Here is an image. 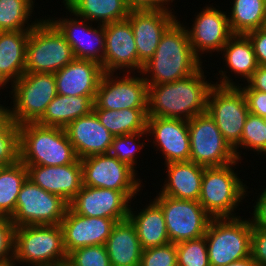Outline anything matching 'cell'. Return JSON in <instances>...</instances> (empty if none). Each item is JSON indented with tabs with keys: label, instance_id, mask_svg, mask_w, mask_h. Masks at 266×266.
Returning a JSON list of instances; mask_svg holds the SVG:
<instances>
[{
	"label": "cell",
	"instance_id": "7c38bea8",
	"mask_svg": "<svg viewBox=\"0 0 266 266\" xmlns=\"http://www.w3.org/2000/svg\"><path fill=\"white\" fill-rule=\"evenodd\" d=\"M162 209L170 243L197 239L206 234L212 217L198 201L157 194L152 199Z\"/></svg>",
	"mask_w": 266,
	"mask_h": 266
},
{
	"label": "cell",
	"instance_id": "5b68a950",
	"mask_svg": "<svg viewBox=\"0 0 266 266\" xmlns=\"http://www.w3.org/2000/svg\"><path fill=\"white\" fill-rule=\"evenodd\" d=\"M13 259L28 266H65L67 254L61 225L16 227Z\"/></svg>",
	"mask_w": 266,
	"mask_h": 266
},
{
	"label": "cell",
	"instance_id": "f1b7e54d",
	"mask_svg": "<svg viewBox=\"0 0 266 266\" xmlns=\"http://www.w3.org/2000/svg\"><path fill=\"white\" fill-rule=\"evenodd\" d=\"M140 210L134 211L130 206L128 219L134 225L143 250L169 244L170 240L161 207L151 199V202Z\"/></svg>",
	"mask_w": 266,
	"mask_h": 266
},
{
	"label": "cell",
	"instance_id": "d590c367",
	"mask_svg": "<svg viewBox=\"0 0 266 266\" xmlns=\"http://www.w3.org/2000/svg\"><path fill=\"white\" fill-rule=\"evenodd\" d=\"M239 147L246 148V151L253 150L258 155H266V125L265 118L258 115L249 113L243 132L241 135L240 142L233 148L237 159L242 160L240 152H238ZM238 149V150H237ZM264 154V155H263Z\"/></svg>",
	"mask_w": 266,
	"mask_h": 266
},
{
	"label": "cell",
	"instance_id": "cb8c5ba5",
	"mask_svg": "<svg viewBox=\"0 0 266 266\" xmlns=\"http://www.w3.org/2000/svg\"><path fill=\"white\" fill-rule=\"evenodd\" d=\"M103 74L104 71L99 63L75 58L54 73L57 94L65 96L96 95Z\"/></svg>",
	"mask_w": 266,
	"mask_h": 266
},
{
	"label": "cell",
	"instance_id": "2e32d148",
	"mask_svg": "<svg viewBox=\"0 0 266 266\" xmlns=\"http://www.w3.org/2000/svg\"><path fill=\"white\" fill-rule=\"evenodd\" d=\"M104 33L103 71L106 73H117L119 70H122L123 73L142 72L143 65L138 61L137 48L130 21L124 19L106 24L104 25Z\"/></svg>",
	"mask_w": 266,
	"mask_h": 266
},
{
	"label": "cell",
	"instance_id": "8d00e7d4",
	"mask_svg": "<svg viewBox=\"0 0 266 266\" xmlns=\"http://www.w3.org/2000/svg\"><path fill=\"white\" fill-rule=\"evenodd\" d=\"M19 160V125L7 116L0 123V165H14Z\"/></svg>",
	"mask_w": 266,
	"mask_h": 266
},
{
	"label": "cell",
	"instance_id": "30bf717a",
	"mask_svg": "<svg viewBox=\"0 0 266 266\" xmlns=\"http://www.w3.org/2000/svg\"><path fill=\"white\" fill-rule=\"evenodd\" d=\"M69 204L60 196L43 190L31 180L23 183L10 218L16 227L59 225Z\"/></svg>",
	"mask_w": 266,
	"mask_h": 266
},
{
	"label": "cell",
	"instance_id": "83f0119b",
	"mask_svg": "<svg viewBox=\"0 0 266 266\" xmlns=\"http://www.w3.org/2000/svg\"><path fill=\"white\" fill-rule=\"evenodd\" d=\"M105 247L111 266H140L143 248L128 218L114 225Z\"/></svg>",
	"mask_w": 266,
	"mask_h": 266
},
{
	"label": "cell",
	"instance_id": "7dc6e473",
	"mask_svg": "<svg viewBox=\"0 0 266 266\" xmlns=\"http://www.w3.org/2000/svg\"><path fill=\"white\" fill-rule=\"evenodd\" d=\"M248 83V84H247ZM245 84L251 89L266 93V66H257Z\"/></svg>",
	"mask_w": 266,
	"mask_h": 266
},
{
	"label": "cell",
	"instance_id": "f546056e",
	"mask_svg": "<svg viewBox=\"0 0 266 266\" xmlns=\"http://www.w3.org/2000/svg\"><path fill=\"white\" fill-rule=\"evenodd\" d=\"M96 95L65 96L57 94L36 122L46 127L65 128L73 120L93 110Z\"/></svg>",
	"mask_w": 266,
	"mask_h": 266
},
{
	"label": "cell",
	"instance_id": "484cf974",
	"mask_svg": "<svg viewBox=\"0 0 266 266\" xmlns=\"http://www.w3.org/2000/svg\"><path fill=\"white\" fill-rule=\"evenodd\" d=\"M164 165L167 178L158 193L176 199L198 201L205 167L191 161Z\"/></svg>",
	"mask_w": 266,
	"mask_h": 266
},
{
	"label": "cell",
	"instance_id": "ba28073f",
	"mask_svg": "<svg viewBox=\"0 0 266 266\" xmlns=\"http://www.w3.org/2000/svg\"><path fill=\"white\" fill-rule=\"evenodd\" d=\"M10 87L13 105L8 116L17 125L36 123L57 95L53 73H24Z\"/></svg>",
	"mask_w": 266,
	"mask_h": 266
},
{
	"label": "cell",
	"instance_id": "e575fe53",
	"mask_svg": "<svg viewBox=\"0 0 266 266\" xmlns=\"http://www.w3.org/2000/svg\"><path fill=\"white\" fill-rule=\"evenodd\" d=\"M34 3L35 0H0V31H30L39 21L28 23Z\"/></svg>",
	"mask_w": 266,
	"mask_h": 266
},
{
	"label": "cell",
	"instance_id": "7402d4cb",
	"mask_svg": "<svg viewBox=\"0 0 266 266\" xmlns=\"http://www.w3.org/2000/svg\"><path fill=\"white\" fill-rule=\"evenodd\" d=\"M26 167L29 180L43 190L60 196L68 204L83 186L80 159L61 166L26 165Z\"/></svg>",
	"mask_w": 266,
	"mask_h": 266
},
{
	"label": "cell",
	"instance_id": "f6af8a7d",
	"mask_svg": "<svg viewBox=\"0 0 266 266\" xmlns=\"http://www.w3.org/2000/svg\"><path fill=\"white\" fill-rule=\"evenodd\" d=\"M246 35L253 45L257 64L266 66V27L248 32Z\"/></svg>",
	"mask_w": 266,
	"mask_h": 266
},
{
	"label": "cell",
	"instance_id": "9c48e42d",
	"mask_svg": "<svg viewBox=\"0 0 266 266\" xmlns=\"http://www.w3.org/2000/svg\"><path fill=\"white\" fill-rule=\"evenodd\" d=\"M188 131L189 161L204 167H221L238 160L207 111L188 120Z\"/></svg>",
	"mask_w": 266,
	"mask_h": 266
},
{
	"label": "cell",
	"instance_id": "4316f807",
	"mask_svg": "<svg viewBox=\"0 0 266 266\" xmlns=\"http://www.w3.org/2000/svg\"><path fill=\"white\" fill-rule=\"evenodd\" d=\"M30 31H0V89L25 73L26 46Z\"/></svg>",
	"mask_w": 266,
	"mask_h": 266
},
{
	"label": "cell",
	"instance_id": "74e56055",
	"mask_svg": "<svg viewBox=\"0 0 266 266\" xmlns=\"http://www.w3.org/2000/svg\"><path fill=\"white\" fill-rule=\"evenodd\" d=\"M147 137V131H140L133 134L121 135L113 137V141L109 150V154L115 156L120 162H123L133 168H137V152L143 149L145 144L140 139ZM138 141V142H137Z\"/></svg>",
	"mask_w": 266,
	"mask_h": 266
},
{
	"label": "cell",
	"instance_id": "bcb514c9",
	"mask_svg": "<svg viewBox=\"0 0 266 266\" xmlns=\"http://www.w3.org/2000/svg\"><path fill=\"white\" fill-rule=\"evenodd\" d=\"M263 191V192H262ZM259 196L257 197L256 204L254 203V215L251 219V224L255 228L266 229V188L262 189Z\"/></svg>",
	"mask_w": 266,
	"mask_h": 266
},
{
	"label": "cell",
	"instance_id": "816d5d0a",
	"mask_svg": "<svg viewBox=\"0 0 266 266\" xmlns=\"http://www.w3.org/2000/svg\"><path fill=\"white\" fill-rule=\"evenodd\" d=\"M8 116V108L0 104V123Z\"/></svg>",
	"mask_w": 266,
	"mask_h": 266
},
{
	"label": "cell",
	"instance_id": "1f68e13d",
	"mask_svg": "<svg viewBox=\"0 0 266 266\" xmlns=\"http://www.w3.org/2000/svg\"><path fill=\"white\" fill-rule=\"evenodd\" d=\"M101 124L115 137L147 131L148 108L93 109Z\"/></svg>",
	"mask_w": 266,
	"mask_h": 266
},
{
	"label": "cell",
	"instance_id": "52a82bcc",
	"mask_svg": "<svg viewBox=\"0 0 266 266\" xmlns=\"http://www.w3.org/2000/svg\"><path fill=\"white\" fill-rule=\"evenodd\" d=\"M212 218L205 239L210 266H226L251 256L250 219Z\"/></svg>",
	"mask_w": 266,
	"mask_h": 266
},
{
	"label": "cell",
	"instance_id": "e0dca14e",
	"mask_svg": "<svg viewBox=\"0 0 266 266\" xmlns=\"http://www.w3.org/2000/svg\"><path fill=\"white\" fill-rule=\"evenodd\" d=\"M65 8L74 16L71 18H48L63 34L65 40L70 44L74 57L95 61L102 66L105 52L104 25L93 27L92 22L73 14L66 6ZM77 17V18H76ZM58 19V20H57ZM89 24V25H88Z\"/></svg>",
	"mask_w": 266,
	"mask_h": 266
},
{
	"label": "cell",
	"instance_id": "277c9868",
	"mask_svg": "<svg viewBox=\"0 0 266 266\" xmlns=\"http://www.w3.org/2000/svg\"><path fill=\"white\" fill-rule=\"evenodd\" d=\"M239 162L237 160L226 166L204 168L198 202L212 218L240 217L235 213L237 206L248 196L249 191L243 179L237 176L238 172L233 170Z\"/></svg>",
	"mask_w": 266,
	"mask_h": 266
},
{
	"label": "cell",
	"instance_id": "ffe728a7",
	"mask_svg": "<svg viewBox=\"0 0 266 266\" xmlns=\"http://www.w3.org/2000/svg\"><path fill=\"white\" fill-rule=\"evenodd\" d=\"M116 223L111 218L84 217L68 207L60 223L66 254L81 247L105 245Z\"/></svg>",
	"mask_w": 266,
	"mask_h": 266
},
{
	"label": "cell",
	"instance_id": "3957f363",
	"mask_svg": "<svg viewBox=\"0 0 266 266\" xmlns=\"http://www.w3.org/2000/svg\"><path fill=\"white\" fill-rule=\"evenodd\" d=\"M19 149L25 165L61 166L78 159L65 129L37 123L19 125Z\"/></svg>",
	"mask_w": 266,
	"mask_h": 266
},
{
	"label": "cell",
	"instance_id": "f5cc1de1",
	"mask_svg": "<svg viewBox=\"0 0 266 266\" xmlns=\"http://www.w3.org/2000/svg\"><path fill=\"white\" fill-rule=\"evenodd\" d=\"M16 264H17L16 261L13 259L5 263H0V266H17Z\"/></svg>",
	"mask_w": 266,
	"mask_h": 266
},
{
	"label": "cell",
	"instance_id": "44dd1931",
	"mask_svg": "<svg viewBox=\"0 0 266 266\" xmlns=\"http://www.w3.org/2000/svg\"><path fill=\"white\" fill-rule=\"evenodd\" d=\"M174 14L163 9L129 13L127 19L134 33L138 61L143 66L154 55L162 35L178 19Z\"/></svg>",
	"mask_w": 266,
	"mask_h": 266
},
{
	"label": "cell",
	"instance_id": "8992f818",
	"mask_svg": "<svg viewBox=\"0 0 266 266\" xmlns=\"http://www.w3.org/2000/svg\"><path fill=\"white\" fill-rule=\"evenodd\" d=\"M40 18L30 30L25 73H56L75 57L63 34L49 20Z\"/></svg>",
	"mask_w": 266,
	"mask_h": 266
},
{
	"label": "cell",
	"instance_id": "836d02e7",
	"mask_svg": "<svg viewBox=\"0 0 266 266\" xmlns=\"http://www.w3.org/2000/svg\"><path fill=\"white\" fill-rule=\"evenodd\" d=\"M28 178V169L20 160L0 169V217L11 218L15 212L18 194Z\"/></svg>",
	"mask_w": 266,
	"mask_h": 266
},
{
	"label": "cell",
	"instance_id": "8fae6325",
	"mask_svg": "<svg viewBox=\"0 0 266 266\" xmlns=\"http://www.w3.org/2000/svg\"><path fill=\"white\" fill-rule=\"evenodd\" d=\"M206 111L216 122L224 139L234 148L240 142L249 114L246 96L241 88L214 85L208 95Z\"/></svg>",
	"mask_w": 266,
	"mask_h": 266
},
{
	"label": "cell",
	"instance_id": "4dcf8cb0",
	"mask_svg": "<svg viewBox=\"0 0 266 266\" xmlns=\"http://www.w3.org/2000/svg\"><path fill=\"white\" fill-rule=\"evenodd\" d=\"M62 3L76 16L99 25L127 19L130 13L125 0H63Z\"/></svg>",
	"mask_w": 266,
	"mask_h": 266
},
{
	"label": "cell",
	"instance_id": "7bdbcfd3",
	"mask_svg": "<svg viewBox=\"0 0 266 266\" xmlns=\"http://www.w3.org/2000/svg\"><path fill=\"white\" fill-rule=\"evenodd\" d=\"M251 256L257 266H266V229L252 226Z\"/></svg>",
	"mask_w": 266,
	"mask_h": 266
},
{
	"label": "cell",
	"instance_id": "d4e9b609",
	"mask_svg": "<svg viewBox=\"0 0 266 266\" xmlns=\"http://www.w3.org/2000/svg\"><path fill=\"white\" fill-rule=\"evenodd\" d=\"M224 64L229 68V72L223 71L222 68L219 70L218 81L215 85L218 86H239V82H234L227 73L235 74L236 76H241L242 81H247L252 73L257 69V61L253 49V45L247 35L244 34H233L225 46L221 50ZM231 70V71H230ZM237 74V75H236ZM229 76V77H228ZM245 79V80H244ZM219 83V84H218Z\"/></svg>",
	"mask_w": 266,
	"mask_h": 266
},
{
	"label": "cell",
	"instance_id": "d6986e66",
	"mask_svg": "<svg viewBox=\"0 0 266 266\" xmlns=\"http://www.w3.org/2000/svg\"><path fill=\"white\" fill-rule=\"evenodd\" d=\"M147 133L153 146L161 151L164 164L188 162L190 158V136L188 121L174 118L148 117ZM154 137V138H153Z\"/></svg>",
	"mask_w": 266,
	"mask_h": 266
},
{
	"label": "cell",
	"instance_id": "60d3db41",
	"mask_svg": "<svg viewBox=\"0 0 266 266\" xmlns=\"http://www.w3.org/2000/svg\"><path fill=\"white\" fill-rule=\"evenodd\" d=\"M140 266H177L175 243L143 250Z\"/></svg>",
	"mask_w": 266,
	"mask_h": 266
},
{
	"label": "cell",
	"instance_id": "f35d334b",
	"mask_svg": "<svg viewBox=\"0 0 266 266\" xmlns=\"http://www.w3.org/2000/svg\"><path fill=\"white\" fill-rule=\"evenodd\" d=\"M177 266H210L205 235L176 244Z\"/></svg>",
	"mask_w": 266,
	"mask_h": 266
},
{
	"label": "cell",
	"instance_id": "7a4b0ae2",
	"mask_svg": "<svg viewBox=\"0 0 266 266\" xmlns=\"http://www.w3.org/2000/svg\"><path fill=\"white\" fill-rule=\"evenodd\" d=\"M191 47L186 25L178 19L165 31L142 74L148 85L174 82L195 73L203 64Z\"/></svg>",
	"mask_w": 266,
	"mask_h": 266
},
{
	"label": "cell",
	"instance_id": "d6a6232c",
	"mask_svg": "<svg viewBox=\"0 0 266 266\" xmlns=\"http://www.w3.org/2000/svg\"><path fill=\"white\" fill-rule=\"evenodd\" d=\"M232 4L227 16L233 34L246 35L266 27V0H233Z\"/></svg>",
	"mask_w": 266,
	"mask_h": 266
},
{
	"label": "cell",
	"instance_id": "6da1fadb",
	"mask_svg": "<svg viewBox=\"0 0 266 266\" xmlns=\"http://www.w3.org/2000/svg\"><path fill=\"white\" fill-rule=\"evenodd\" d=\"M202 67L183 79L148 85V117L188 121L206 112L208 95L215 83L207 81Z\"/></svg>",
	"mask_w": 266,
	"mask_h": 266
},
{
	"label": "cell",
	"instance_id": "9a60e30c",
	"mask_svg": "<svg viewBox=\"0 0 266 266\" xmlns=\"http://www.w3.org/2000/svg\"><path fill=\"white\" fill-rule=\"evenodd\" d=\"M137 194L83 185L69 208L84 217L111 218L119 222L128 218L131 201Z\"/></svg>",
	"mask_w": 266,
	"mask_h": 266
},
{
	"label": "cell",
	"instance_id": "603a6c76",
	"mask_svg": "<svg viewBox=\"0 0 266 266\" xmlns=\"http://www.w3.org/2000/svg\"><path fill=\"white\" fill-rule=\"evenodd\" d=\"M64 129L78 159L109 153L114 136L101 124L93 110L73 120Z\"/></svg>",
	"mask_w": 266,
	"mask_h": 266
},
{
	"label": "cell",
	"instance_id": "ac0fdd59",
	"mask_svg": "<svg viewBox=\"0 0 266 266\" xmlns=\"http://www.w3.org/2000/svg\"><path fill=\"white\" fill-rule=\"evenodd\" d=\"M191 26H186L193 52L201 60L202 54L221 52L233 35L229 26L228 14L209 5L201 9ZM190 28V29H189ZM205 52V53H204Z\"/></svg>",
	"mask_w": 266,
	"mask_h": 266
},
{
	"label": "cell",
	"instance_id": "c3c4849f",
	"mask_svg": "<svg viewBox=\"0 0 266 266\" xmlns=\"http://www.w3.org/2000/svg\"><path fill=\"white\" fill-rule=\"evenodd\" d=\"M129 11H151V0H125Z\"/></svg>",
	"mask_w": 266,
	"mask_h": 266
},
{
	"label": "cell",
	"instance_id": "4fadbf2b",
	"mask_svg": "<svg viewBox=\"0 0 266 266\" xmlns=\"http://www.w3.org/2000/svg\"><path fill=\"white\" fill-rule=\"evenodd\" d=\"M113 75L104 72L101 77L93 109L148 108L149 86L141 72L123 73L121 78L117 73Z\"/></svg>",
	"mask_w": 266,
	"mask_h": 266
},
{
	"label": "cell",
	"instance_id": "ab89813d",
	"mask_svg": "<svg viewBox=\"0 0 266 266\" xmlns=\"http://www.w3.org/2000/svg\"><path fill=\"white\" fill-rule=\"evenodd\" d=\"M65 266H111L105 245H92L71 251Z\"/></svg>",
	"mask_w": 266,
	"mask_h": 266
},
{
	"label": "cell",
	"instance_id": "681fc988",
	"mask_svg": "<svg viewBox=\"0 0 266 266\" xmlns=\"http://www.w3.org/2000/svg\"><path fill=\"white\" fill-rule=\"evenodd\" d=\"M173 1L174 0H151V11L163 9L172 12L169 5H171L170 2Z\"/></svg>",
	"mask_w": 266,
	"mask_h": 266
},
{
	"label": "cell",
	"instance_id": "f907efd6",
	"mask_svg": "<svg viewBox=\"0 0 266 266\" xmlns=\"http://www.w3.org/2000/svg\"><path fill=\"white\" fill-rule=\"evenodd\" d=\"M226 266H257V263L252 259V256H248L247 258L231 262Z\"/></svg>",
	"mask_w": 266,
	"mask_h": 266
},
{
	"label": "cell",
	"instance_id": "5bb4252c",
	"mask_svg": "<svg viewBox=\"0 0 266 266\" xmlns=\"http://www.w3.org/2000/svg\"><path fill=\"white\" fill-rule=\"evenodd\" d=\"M83 185L113 189L121 192H139L142 180L137 172L115 156L97 154L81 159Z\"/></svg>",
	"mask_w": 266,
	"mask_h": 266
},
{
	"label": "cell",
	"instance_id": "ee69618b",
	"mask_svg": "<svg viewBox=\"0 0 266 266\" xmlns=\"http://www.w3.org/2000/svg\"><path fill=\"white\" fill-rule=\"evenodd\" d=\"M239 87L246 96V101L248 103L249 113L258 115L260 117H266V93L256 90H251L247 85Z\"/></svg>",
	"mask_w": 266,
	"mask_h": 266
},
{
	"label": "cell",
	"instance_id": "b9f144b4",
	"mask_svg": "<svg viewBox=\"0 0 266 266\" xmlns=\"http://www.w3.org/2000/svg\"><path fill=\"white\" fill-rule=\"evenodd\" d=\"M15 229L9 217H0V263L14 258Z\"/></svg>",
	"mask_w": 266,
	"mask_h": 266
}]
</instances>
